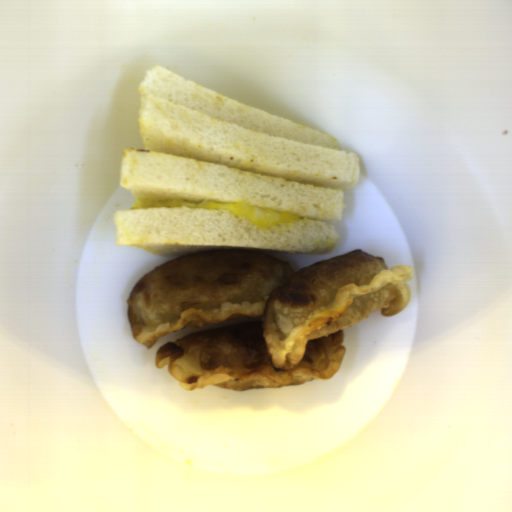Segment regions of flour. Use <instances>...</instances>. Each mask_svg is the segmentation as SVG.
<instances>
[{
	"mask_svg": "<svg viewBox=\"0 0 512 512\" xmlns=\"http://www.w3.org/2000/svg\"><path fill=\"white\" fill-rule=\"evenodd\" d=\"M412 266L390 269L362 249L322 259L294 272L260 250L188 253L149 271L128 298L135 342L146 348L187 326L156 350L183 390L279 389L330 380L342 367L345 331L380 309L394 316L411 301Z\"/></svg>",
	"mask_w": 512,
	"mask_h": 512,
	"instance_id": "obj_1",
	"label": "flour"
}]
</instances>
